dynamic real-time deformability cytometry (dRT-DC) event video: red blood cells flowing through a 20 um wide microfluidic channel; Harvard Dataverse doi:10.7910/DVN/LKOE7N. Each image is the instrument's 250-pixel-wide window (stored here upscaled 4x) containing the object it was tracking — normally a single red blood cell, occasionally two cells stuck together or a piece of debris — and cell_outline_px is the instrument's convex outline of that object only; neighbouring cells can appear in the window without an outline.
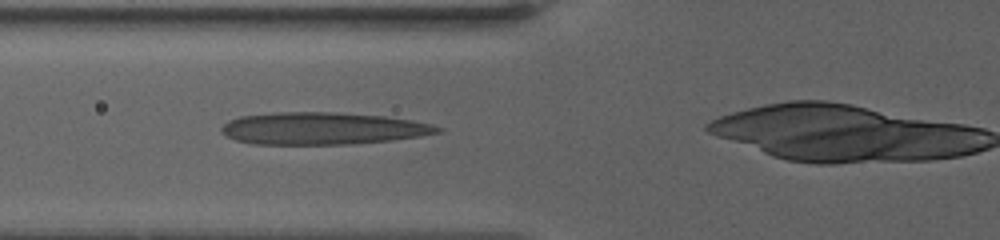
{"species": "human", "species_latin": "Homo sapiens", "temperature_condition": "warm", "stored_images_in_passage": 38, "camera_frame_rate_fps": 3000, "um_per_image_px": 0.085, "donor": {"sex": "female"}, "frame": {"image": 1, "passage_image": 10, "time_ms": 6.0, "image_size_px": [1000, 240], "cell_outline_px": [[444, 128], [440, 132], [420, 136], [392, 140], [352, 144], [252, 144], [236, 140], [220, 132], [220, 128], [228, 120], [240, 116], [280, 112], [332, 112], [384, 116], [432, 124]], "centroid_in_image_um": [27.4, 10.92], "position_along_channel_um": 98.4, "area_um2": 40.46}}
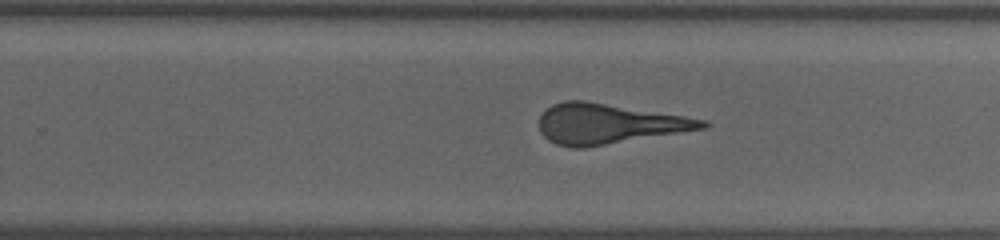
{"frame": {"image": 2, "passage_image": 25, "time_ms": 11.667, "image_size_px": [1000, 240], "cell_outline_px": [[712, 124], [708, 128], [584, 148], [572, 148], [556, 144], [548, 140], [540, 132], [540, 116], [552, 104], [564, 100], [584, 100], [684, 116], [708, 120]], "centroid_in_image_um": [51.76, 10.53], "position_along_channel_um": 278.0, "area_um2": 38.21}}
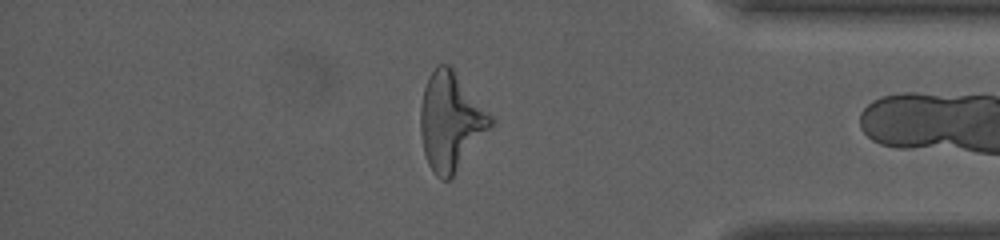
{"frame": {"image": 3, "passage_image": 37, "time_ms": 16.0, "image_size_px": [1000, 240], "cell_outline_px": [[496, 120], [452, 176], [448, 180], [440, 180], [436, 176], [428, 164], [424, 152], [420, 132], [420, 108], [424, 88], [428, 76], [440, 64], [448, 64], [452, 68]], "centroid_in_image_um": [38.29, 10.32], "position_along_channel_um": 396.9, "area_um2": 39.48}}